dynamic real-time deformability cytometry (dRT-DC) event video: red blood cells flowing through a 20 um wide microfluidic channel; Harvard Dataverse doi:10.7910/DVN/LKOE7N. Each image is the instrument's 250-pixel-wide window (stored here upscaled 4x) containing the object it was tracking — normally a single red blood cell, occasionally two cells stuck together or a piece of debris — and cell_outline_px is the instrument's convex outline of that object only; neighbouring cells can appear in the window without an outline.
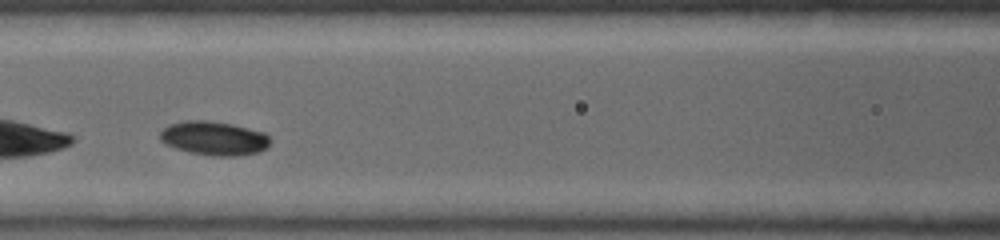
{"species": "common noctule bat (a hibernating species)", "species_latin": "Nyctalus noctula", "temperature_condition": "warm", "stored_images_in_passage": 37, "camera_frame_rate_fps": 5000, "um_per_image_px": 0.085, "animal": {"sex": "female", "body_mass_g": 19.0, "forearm_length_mm": 53.3}, "frame": {"image": 1, "passage_image": 11, "time_ms": 1.4, "image_size_px": [1000, 240], "cell_outline_px": [[272, 140], [268, 148], [260, 152], [236, 156], [212, 156], [188, 152], [164, 144], [160, 140], [160, 132], [168, 124], [184, 120], [204, 120], [232, 124], [264, 132]], "centroid_in_image_um": [18.2, 11.76], "position_along_channel_um": 148.4, "area_um2": 22.08}}
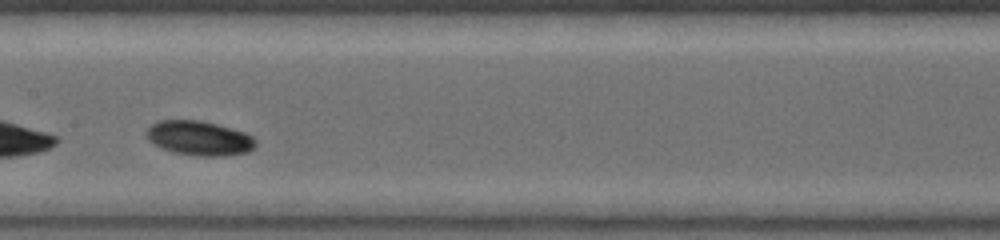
{"frame": {"image": 2, "passage_image": 16, "time_ms": 2.0, "image_size_px": [1000, 240], "cell_outline_px": [[256, 148], [248, 152], [224, 156], [196, 156], [176, 152], [160, 148], [152, 144], [148, 140], [148, 128], [152, 124], [160, 120], [200, 120], [216, 124], [244, 132], [252, 136], [256, 140]], "centroid_in_image_um": [16.96, 11.75], "position_along_channel_um": 190.4, "area_um2": 21.96}}